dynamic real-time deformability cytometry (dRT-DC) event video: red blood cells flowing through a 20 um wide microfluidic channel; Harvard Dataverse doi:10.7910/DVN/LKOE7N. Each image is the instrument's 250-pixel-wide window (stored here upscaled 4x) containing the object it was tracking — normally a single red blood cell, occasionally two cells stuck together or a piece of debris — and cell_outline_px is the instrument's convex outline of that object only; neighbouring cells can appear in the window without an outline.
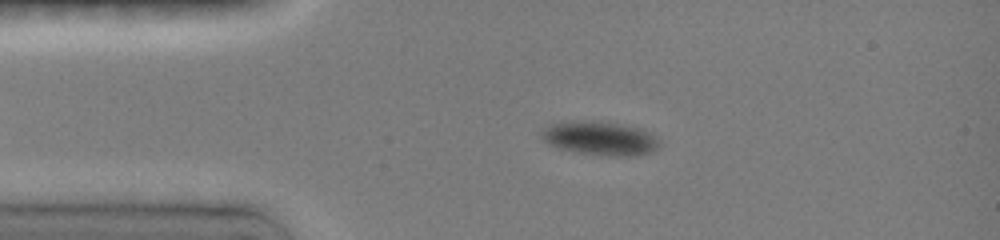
{"species": "common noctule bat (a hibernating species)", "species_latin": "Nyctalus noctula", "temperature_condition": "room temperature", "stored_images_in_passage": 2, "camera_frame_rate_fps": 3000, "um_per_image_px": 0.085, "animal": {"sex": "female", "body_mass_g": 19.0, "forearm_length_mm": 51.5}, "frame": {"image": 1, "passage_image": 1, "time_ms": 0.0, "image_size_px": [1000, 240], "cell_outline_px": [[660, 148], [652, 152], [636, 156], [608, 156], [580, 152], [560, 148], [548, 144], [540, 140], [540, 132], [548, 124], [572, 120], [592, 120], [640, 128], [656, 136], [660, 140]], "centroid_in_image_um": [50.99, 11.75], "position_along_channel_um": 34.0, "area_um2": 23.58}}